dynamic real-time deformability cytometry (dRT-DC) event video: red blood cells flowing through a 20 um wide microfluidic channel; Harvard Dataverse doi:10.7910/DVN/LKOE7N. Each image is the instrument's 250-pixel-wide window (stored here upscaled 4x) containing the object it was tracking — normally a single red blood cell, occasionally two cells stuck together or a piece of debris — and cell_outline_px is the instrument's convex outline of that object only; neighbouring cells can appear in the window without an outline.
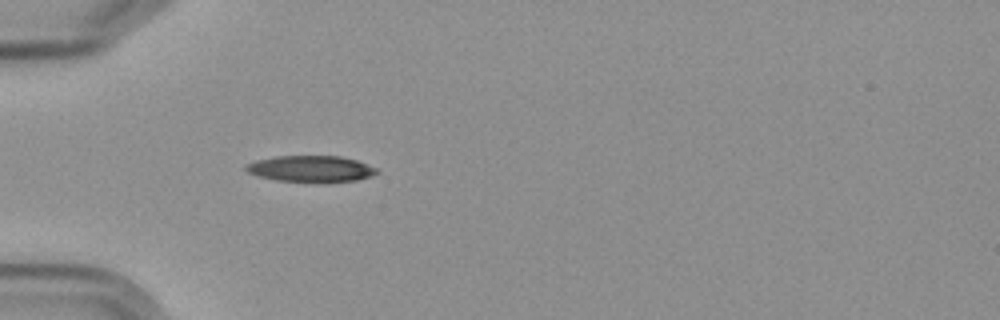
{"species": "Egyptian fruit bat (a non-hibernating species)", "species_latin": "Rousettus aegyptiacus", "temperature_condition": "cold", "stored_images_in_passage": 1, "camera_frame_rate_fps": 3000, "um_per_image_px": 0.085, "frame": {"image": 1, "passage_image": 1, "time_ms": 0.0, "image_size_px": [1000, 320], "cell_outline_px": [[380, 172], [372, 176], [356, 180], [276, 180], [260, 176], [248, 172], [244, 168], [248, 164], [256, 160], [276, 156], [340, 156], [356, 160], [376, 168]], "centroid_in_image_um": [26.43, 14.31], "position_along_channel_um": 58.6, "area_um2": 19.25}}